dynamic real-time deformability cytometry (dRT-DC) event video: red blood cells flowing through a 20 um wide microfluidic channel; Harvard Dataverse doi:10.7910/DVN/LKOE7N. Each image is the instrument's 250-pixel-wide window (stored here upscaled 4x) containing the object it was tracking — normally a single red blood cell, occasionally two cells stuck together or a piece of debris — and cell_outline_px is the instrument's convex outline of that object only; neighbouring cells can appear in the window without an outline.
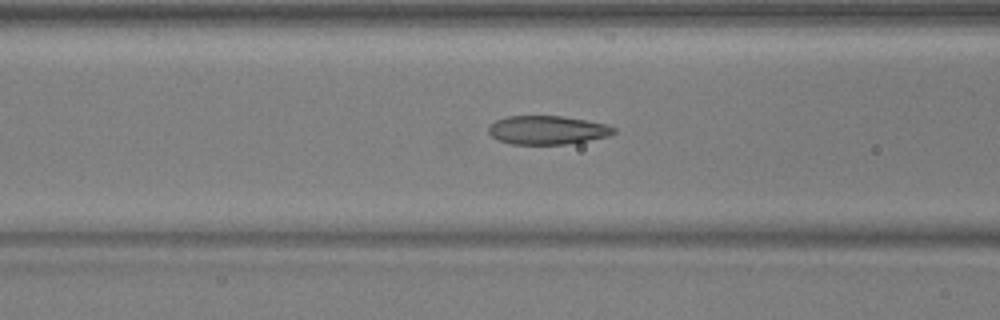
{"species": "common noctule bat (a hibernating species)", "species_latin": "Nyctalus noctula", "temperature_condition": "warm", "stored_images_in_passage": 40, "camera_frame_rate_fps": 3000, "um_per_image_px": 0.085, "animal": {"sex": "male", "body_mass_g": 17.9, "forearm_length_mm": 54.2}, "frame": {"image": 1, "passage_image": 10, "time_ms": 3.0, "image_size_px": [1000, 320], "cell_outline_px": [[616, 132], [608, 136], [588, 140], [564, 144], [512, 144], [496, 140], [488, 132], [488, 124], [496, 120], [508, 116], [564, 116], [588, 120], [608, 124], [616, 128]], "centroid_in_image_um": [46.51, 11.04], "position_along_channel_um": 120.1, "area_um2": 21.1}}
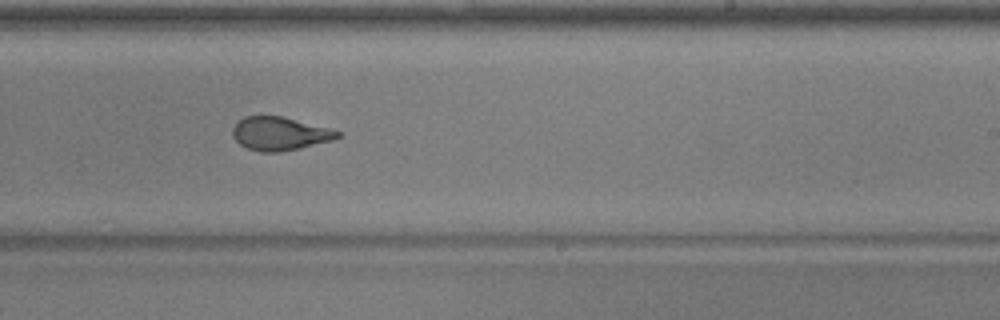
{"frame": {"image": 2, "passage_image": 21, "time_ms": 6.667, "image_size_px": [1000, 320], "cell_outline_px": [[340, 136], [332, 140], [300, 148], [280, 152], [260, 152], [248, 148], [240, 144], [232, 136], [232, 128], [244, 116], [280, 116], [328, 128], [340, 132]], "centroid_in_image_um": [23.74, 11.37], "position_along_channel_um": 265.3, "area_um2": 20.11}}
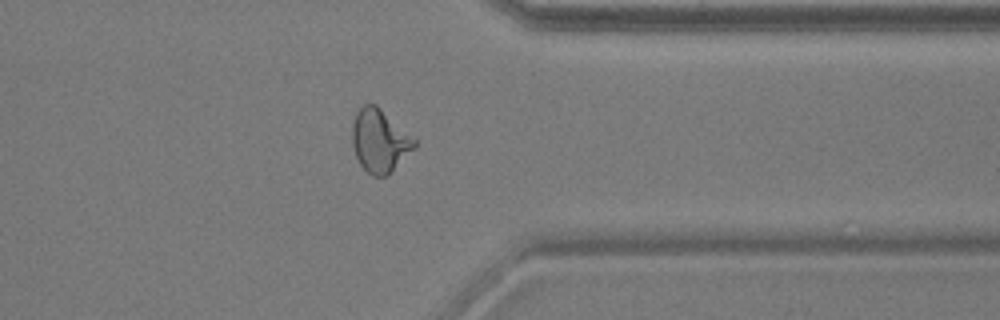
{"frame": {"image": 3, "passage_image": 30, "time_ms": 9.667, "image_size_px": [1000, 320], "cell_outline_px": [[416, 148], [388, 176], [372, 176], [360, 164], [356, 156], [352, 144], [352, 124], [356, 112], [364, 104], [376, 104], [416, 140]], "centroid_in_image_um": [32.28, 11.98], "position_along_channel_um": 379.1, "area_um2": 22.89}, "authors_computed_cell_mechanics": {"area_um2": 21.5016, "velocity_mm_per_s": 3.9584, "shape_relaxation_time_tau1_ms": 8.2254, "shape_relaxation_time_tau2_ms": 0.9921, "deformation_change_tau1": 0.2565, "deformation_change_tau2": 0.0826}}